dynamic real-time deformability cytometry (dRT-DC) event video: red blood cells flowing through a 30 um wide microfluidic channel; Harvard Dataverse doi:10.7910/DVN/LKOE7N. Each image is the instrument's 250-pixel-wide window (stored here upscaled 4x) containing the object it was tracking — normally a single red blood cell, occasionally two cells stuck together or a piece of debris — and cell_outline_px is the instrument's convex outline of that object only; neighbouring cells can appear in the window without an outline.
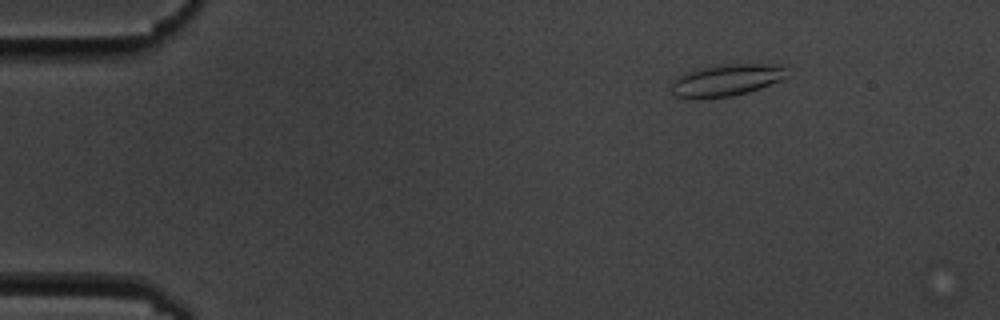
{"species": "common noctule bat (a hibernating species)", "species_latin": "Nyctalus noctula", "temperature_condition": "cold", "stored_images_in_passage": 7, "camera_frame_rate_fps": 3000, "um_per_image_px": 0.085, "animal": {"sex": "male", "body_mass_g": 19.5, "forearm_length_mm": 54.6}, "frame": {"image": 1, "passage_image": 1, "time_ms": 0.0, "image_size_px": [1000, 320], "cell_outline_px": [[788, 76], [780, 80], [760, 88], [748, 92], [732, 96], [692, 100], [676, 96], [672, 92], [672, 80], [676, 76], [684, 72], [696, 68], [724, 64], [788, 64]], "centroid_in_image_um": [61.74, 6.81], "position_along_channel_um": 23.3, "area_um2": 22.14}}
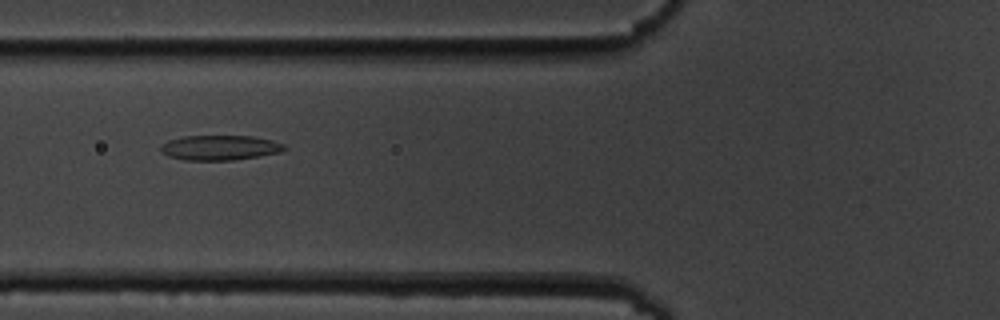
{"frame": {"image": 2, "passage_image": 5, "time_ms": 4.667, "image_size_px": [1000, 320], "cell_outline_px": [[288, 148], [280, 152], [260, 156], [232, 160], [184, 160], [168, 156], [160, 148], [160, 144], [168, 140], [184, 136], [252, 136], [272, 140], [284, 144]], "centroid_in_image_um": [18.7, 12.55], "position_along_channel_um": 107.1, "area_um2": 17.98}}
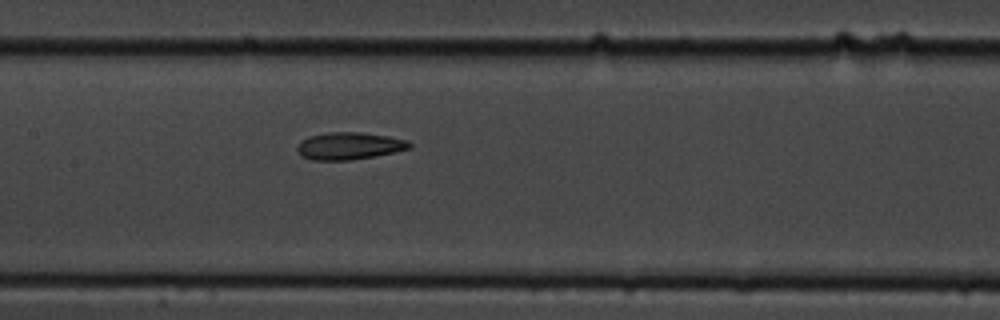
{"frame": {"image": 3, "passage_image": 7, "time_ms": 6.667, "image_size_px": [1000, 320], "cell_outline_px": [[412, 148], [396, 152], [352, 160], [312, 160], [300, 156], [296, 148], [300, 140], [308, 136], [328, 132], [360, 132], [388, 136], [408, 140], [412, 144]], "centroid_in_image_um": [29.67, 12.4], "position_along_channel_um": 177.7, "area_um2": 18.09}}